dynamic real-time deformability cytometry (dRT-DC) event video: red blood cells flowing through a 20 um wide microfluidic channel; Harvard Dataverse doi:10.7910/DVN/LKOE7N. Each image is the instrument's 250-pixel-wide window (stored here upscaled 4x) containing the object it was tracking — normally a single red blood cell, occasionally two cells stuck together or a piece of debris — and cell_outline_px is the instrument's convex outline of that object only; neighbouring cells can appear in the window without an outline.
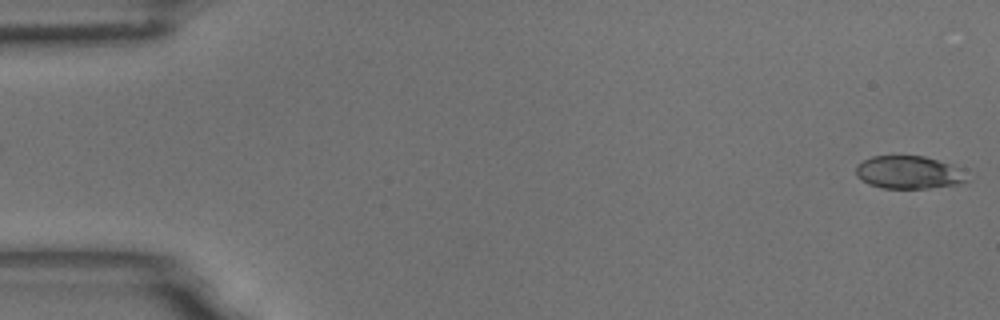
{"species": "common noctule bat (a hibernating species)", "species_latin": "Nyctalus noctula", "temperature_condition": "room temperature", "stored_images_in_passage": 56, "camera_frame_rate_fps": 3000, "um_per_image_px": 0.085, "animal": {"sex": "male", "body_mass_g": 18.8}, "frame": {"image": 1, "passage_image": 1, "time_ms": 0.0, "image_size_px": [1000, 320], "cell_outline_px": [[976, 176], [960, 184], [928, 188], [884, 188], [868, 184], [856, 176], [856, 168], [864, 160], [872, 156], [924, 156], [964, 168]], "centroid_in_image_um": [77.39, 14.66], "position_along_channel_um": 7.6, "area_um2": 21.73}}
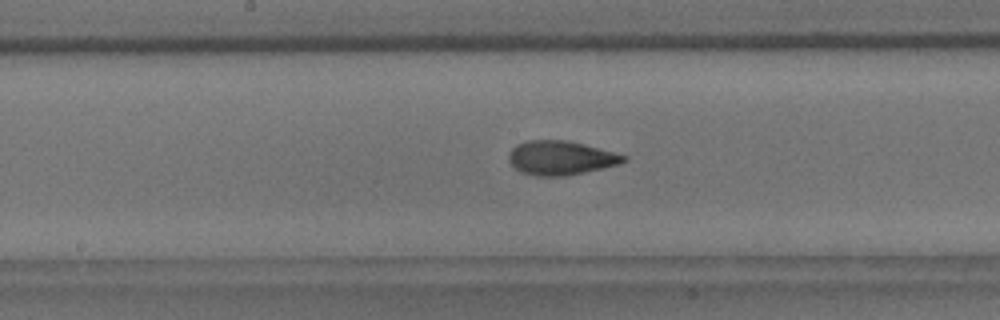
{"frame": {"image": 2, "passage_image": 29, "time_ms": 9.333, "image_size_px": [1000, 320], "cell_outline_px": [[628, 160], [620, 164], [584, 172], [564, 176], [536, 176], [520, 172], [508, 160], [508, 156], [512, 148], [516, 144], [528, 140], [568, 140], [584, 144], [628, 156]], "centroid_in_image_um": [47.66, 13.42], "position_along_channel_um": 200.5, "area_um2": 22.83}}
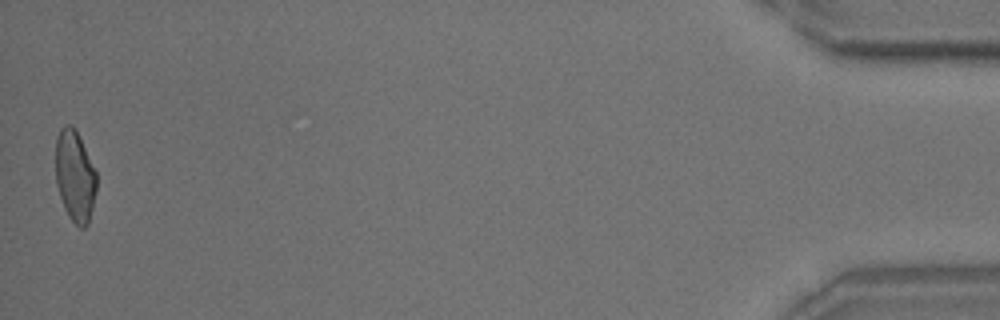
{"frame": {"image": 3, "passage_image": 56, "time_ms": 18.333, "image_size_px": [1000, 320], "cell_outline_px": [[96, 192], [88, 224], [84, 228], [80, 228], [68, 216], [64, 208], [56, 184], [56, 136], [60, 128], [64, 124], [68, 124], [80, 136], [96, 172]], "centroid_in_image_um": [6.36, 14.97], "position_along_channel_um": 428.8, "area_um2": 21.73}, "authors_computed_cell_mechanics": {"area_um2": 21.964, "velocity_mm_per_s": 3.5727, "shape_relaxation_time_tau1_ms": 5.3663, "shape_relaxation_time_tau2_ms": 1.5191, "deformation_change_tau1": 0.1607, "deformation_change_tau2": 0.0717}}